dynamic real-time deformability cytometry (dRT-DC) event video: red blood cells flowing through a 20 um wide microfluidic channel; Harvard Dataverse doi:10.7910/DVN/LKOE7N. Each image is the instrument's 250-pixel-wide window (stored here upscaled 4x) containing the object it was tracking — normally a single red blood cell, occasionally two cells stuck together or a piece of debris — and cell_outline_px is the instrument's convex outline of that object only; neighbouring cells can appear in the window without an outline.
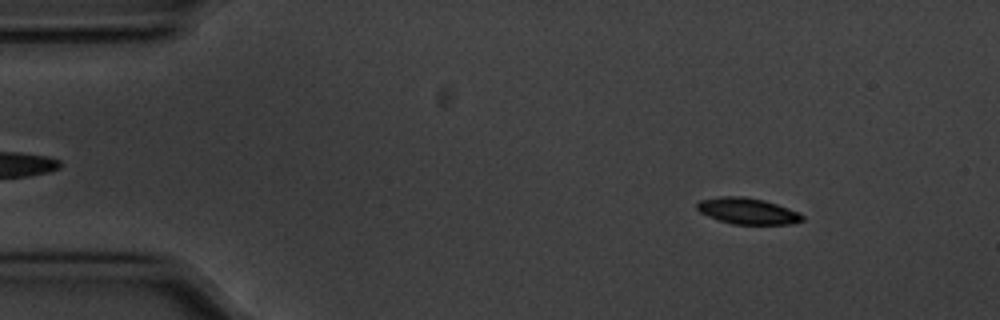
{"species": "common noctule bat (a hibernating species)", "species_latin": "Nyctalus noctula", "temperature_condition": "cold", "stored_images_in_passage": 56, "camera_frame_rate_fps": 3000, "um_per_image_px": 0.085, "animal": {"sex": "male", "body_mass_g": 20.1, "forearm_length_mm": 53.5}, "frame": {"image": 1, "passage_image": 7, "time_ms": 2.0, "image_size_px": [1000, 320], "cell_outline_px": [[804, 220], [788, 224], [732, 224], [708, 216], [700, 212], [696, 208], [696, 204], [700, 200], [720, 196], [744, 196], [764, 200], [800, 212], [804, 216]], "centroid_in_image_um": [63.54, 17.93], "position_along_channel_um": 21.5, "area_um2": 16.07}}
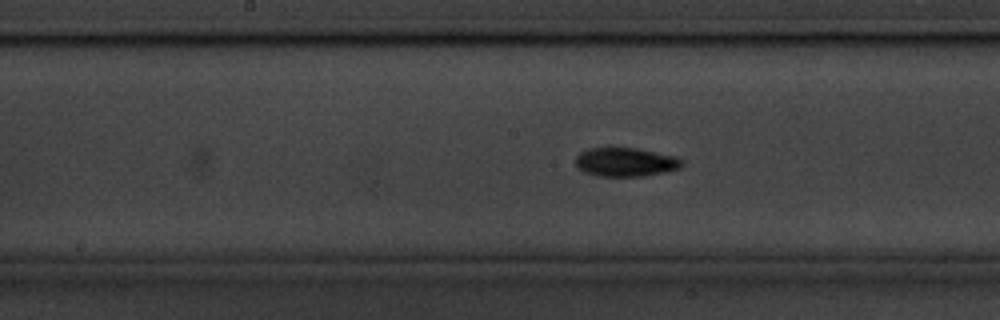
{"frame": {"image": 2, "passage_image": 28, "time_ms": 9.0, "image_size_px": [1000, 320], "cell_outline_px": [[684, 164], [680, 168], [664, 172], [644, 176], [596, 176], [584, 172], [576, 164], [576, 156], [580, 152], [588, 148], [636, 148], [676, 156], [684, 160]], "centroid_in_image_um": [53.2, 13.78], "position_along_channel_um": 195.0, "area_um2": 17.92}}
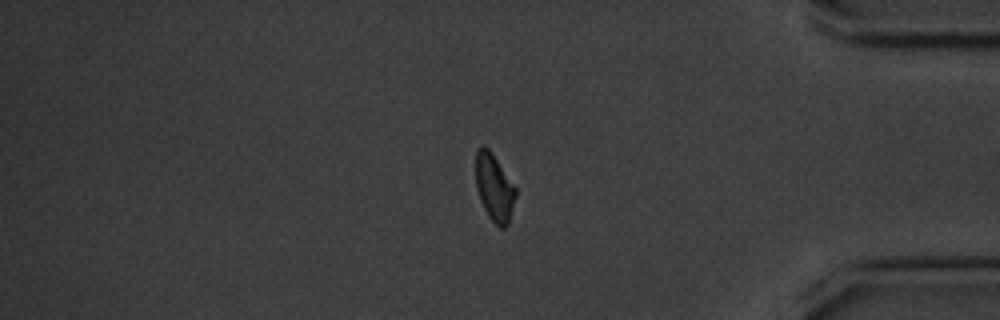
{"frame": {"image": 3, "passage_image": 47, "time_ms": 15.333, "image_size_px": [1000, 320], "cell_outline_px": [[516, 196], [508, 224], [504, 228], [500, 228], [488, 216], [480, 200], [476, 188], [476, 148], [488, 148], [516, 188]], "centroid_in_image_um": [42.01, 15.98], "position_along_channel_um": 393.2, "area_um2": 15.32}, "authors_computed_cell_mechanics": {"area_um2": 16.0684, "velocity_mm_per_s": 3.555, "shape_relaxation_time_tau1_ms": 2.6559, "shape_relaxation_time_tau2_ms": null, "deformation_change_tau1": 0.1134, "deformation_change_tau2": null}}